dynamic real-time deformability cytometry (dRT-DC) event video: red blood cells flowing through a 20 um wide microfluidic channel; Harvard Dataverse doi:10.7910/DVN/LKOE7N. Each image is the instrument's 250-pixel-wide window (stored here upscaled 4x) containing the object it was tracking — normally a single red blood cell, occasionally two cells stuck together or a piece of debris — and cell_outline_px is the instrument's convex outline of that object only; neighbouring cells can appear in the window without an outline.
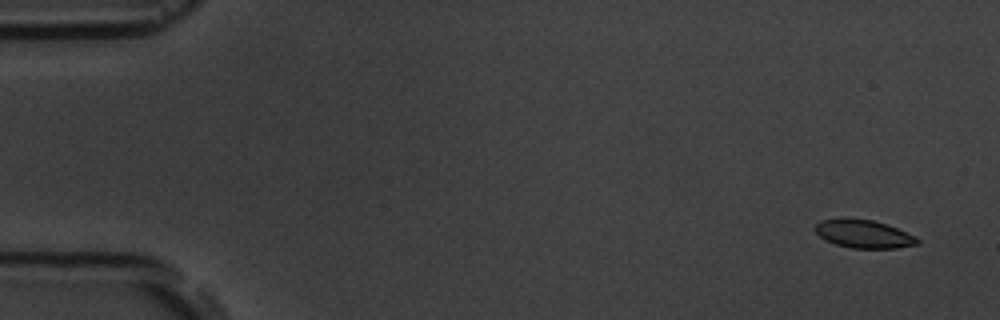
{"species": "common noctule bat (a hibernating species)", "species_latin": "Nyctalus noctula", "temperature_condition": "room temperature", "stored_images_in_passage": 6, "camera_frame_rate_fps": 3000, "um_per_image_px": 0.085, "animal": {"sex": "male", "body_mass_g": 19.5, "forearm_length_mm": 54.6}, "frame": {"image": 1, "passage_image": 1, "time_ms": 0.0, "image_size_px": [1000, 320], "cell_outline_px": [[920, 244], [896, 248], [852, 248], [836, 244], [820, 236], [812, 228], [820, 220], [872, 220], [896, 228], [916, 236], [920, 240]], "centroid_in_image_um": [73.46, 19.92], "position_along_channel_um": 11.5, "area_um2": 16.24}}
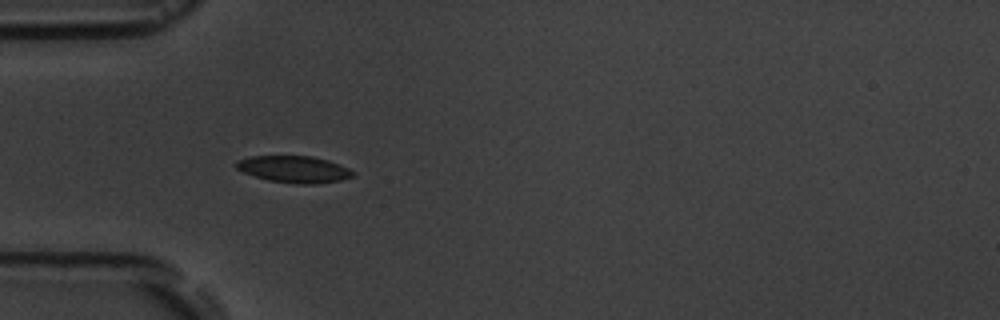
{"frame": {"image": 2, "passage_image": 5, "time_ms": 4.667, "image_size_px": [1000, 320], "cell_outline_px": [[356, 172], [352, 176], [340, 180], [316, 184], [296, 184], [268, 180], [244, 172], [236, 168], [236, 160], [252, 156], [312, 156], [328, 160], [348, 168]], "centroid_in_image_um": [25.0, 14.38], "position_along_channel_um": 60.0, "area_um2": 18.09}}
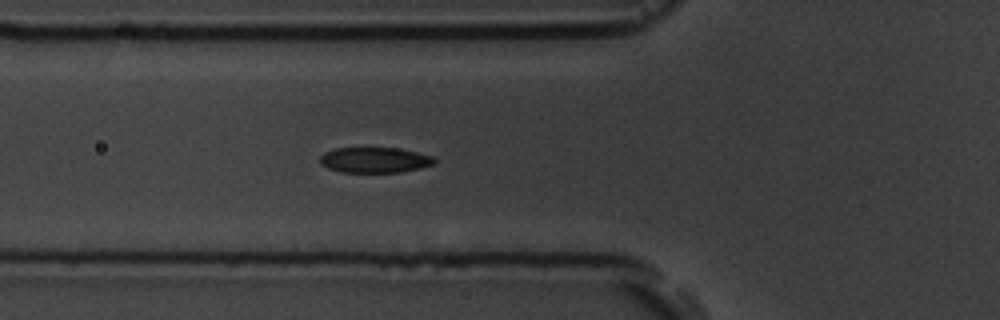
{"frame": {"image": 3, "passage_image": 6, "time_ms": 5.667, "image_size_px": [1000, 320], "cell_outline_px": [[436, 160], [432, 164], [420, 168], [400, 172], [340, 172], [328, 168], [320, 164], [320, 156], [324, 152], [336, 148], [396, 148], [416, 152], [432, 156]], "centroid_in_image_um": [31.81, 13.6], "position_along_channel_um": 94.0, "area_um2": 16.88}}